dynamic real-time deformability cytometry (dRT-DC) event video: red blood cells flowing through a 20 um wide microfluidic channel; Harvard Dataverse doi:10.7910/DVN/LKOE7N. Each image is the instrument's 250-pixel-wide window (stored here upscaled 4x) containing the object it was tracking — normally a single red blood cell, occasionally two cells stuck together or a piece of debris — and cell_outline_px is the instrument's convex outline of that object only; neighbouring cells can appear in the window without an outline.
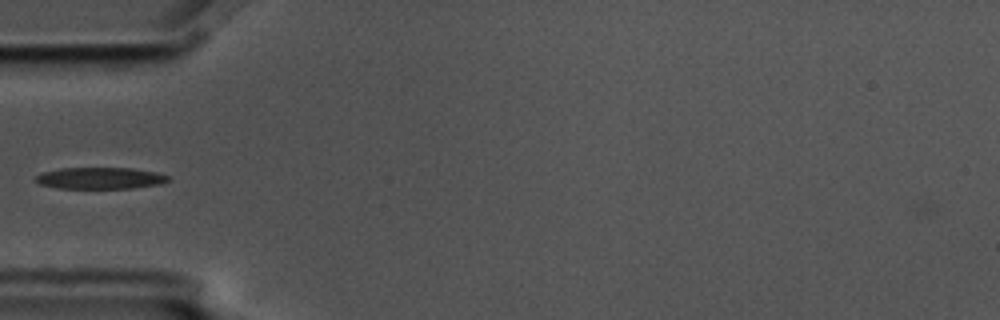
{"species": "common noctule bat (a hibernating species)", "species_latin": "Nyctalus noctula", "temperature_condition": "cold", "stored_images_in_passage": 4, "camera_frame_rate_fps": 3000, "um_per_image_px": 0.085, "animal": {"sex": "male", "body_mass_g": 17.5, "forearm_length_mm": 52.3}, "frame": {"image": 1, "passage_image": 1, "time_ms": 0.0, "image_size_px": [1000, 320], "cell_outline_px": [[168, 180], [160, 184], [132, 188], [56, 188], [40, 184], [36, 180], [36, 176], [44, 172], [60, 168], [132, 168], [156, 172], [168, 176]], "centroid_in_image_um": [8.51, 15.14], "position_along_channel_um": 76.5, "area_um2": 16.47}}